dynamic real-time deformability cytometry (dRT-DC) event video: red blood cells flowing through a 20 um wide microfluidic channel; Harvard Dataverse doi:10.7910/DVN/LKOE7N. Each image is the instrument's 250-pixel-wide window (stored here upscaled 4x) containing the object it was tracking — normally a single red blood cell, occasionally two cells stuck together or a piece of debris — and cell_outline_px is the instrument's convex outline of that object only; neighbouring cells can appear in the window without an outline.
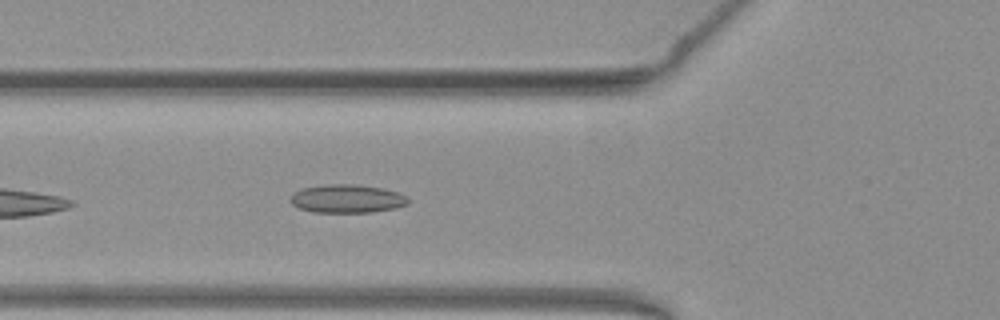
{"species": "common noctule bat (a hibernating species)", "species_latin": "Nyctalus noctula", "temperature_condition": "warm", "stored_images_in_passage": 36, "camera_frame_rate_fps": 3000, "um_per_image_px": 0.085, "animal": {"sex": "female", "body_mass_g": 19.3, "forearm_length_mm": 54.1}, "frame": {"image": 1, "passage_image": 5, "time_ms": 1.333, "image_size_px": [1000, 320], "cell_outline_px": [[408, 204], [396, 208], [372, 212], [312, 212], [300, 208], [292, 204], [288, 200], [300, 188], [324, 184], [356, 184], [384, 188], [400, 192], [408, 196]], "centroid_in_image_um": [29.53, 16.88], "position_along_channel_um": 96.3, "area_um2": 19.71}}
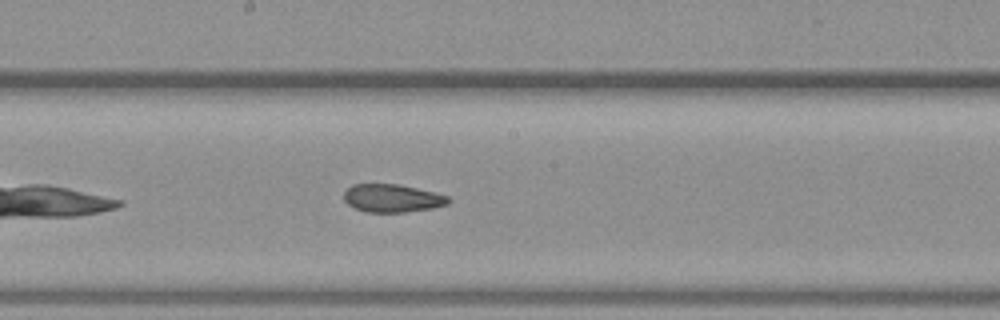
{"frame": {"image": 2, "passage_image": 14, "time_ms": 4.333, "image_size_px": [1000, 320], "cell_outline_px": [[452, 200], [448, 204], [432, 208], [404, 212], [364, 212], [352, 208], [344, 200], [344, 192], [352, 184], [400, 184], [448, 196]], "centroid_in_image_um": [33.31, 16.85], "position_along_channel_um": 214.9, "area_um2": 17.11}}
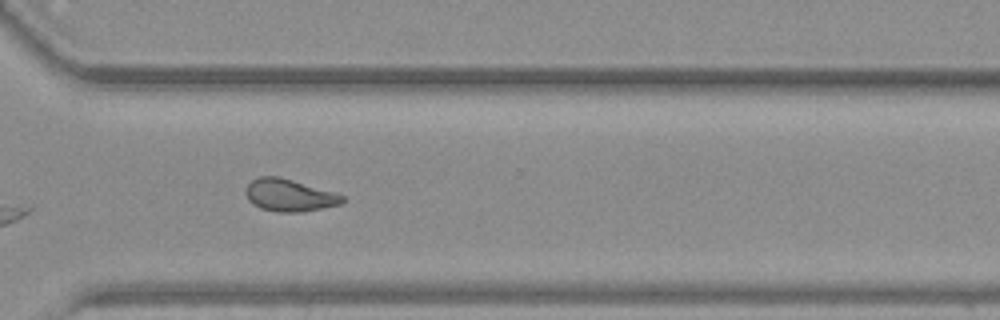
{"frame": {"image": 3, "passage_image": 24, "time_ms": 7.667, "image_size_px": [1000, 320], "cell_outline_px": [[344, 200], [340, 204], [300, 212], [280, 212], [260, 208], [252, 204], [248, 200], [244, 192], [244, 188], [252, 180], [260, 176], [280, 176], [332, 192], [344, 196]], "centroid_in_image_um": [24.52, 16.59], "position_along_channel_um": 346.1, "area_um2": 18.03}, "authors_computed_cell_mechanics": {"area_um2": 18.4093, "velocity_mm_per_s": 3.9404, "shape_relaxation_time_tau1_ms": null, "shape_relaxation_time_tau2_ms": 1.9117, "deformation_change_tau1": null, "deformation_change_tau2": 0.0767}}